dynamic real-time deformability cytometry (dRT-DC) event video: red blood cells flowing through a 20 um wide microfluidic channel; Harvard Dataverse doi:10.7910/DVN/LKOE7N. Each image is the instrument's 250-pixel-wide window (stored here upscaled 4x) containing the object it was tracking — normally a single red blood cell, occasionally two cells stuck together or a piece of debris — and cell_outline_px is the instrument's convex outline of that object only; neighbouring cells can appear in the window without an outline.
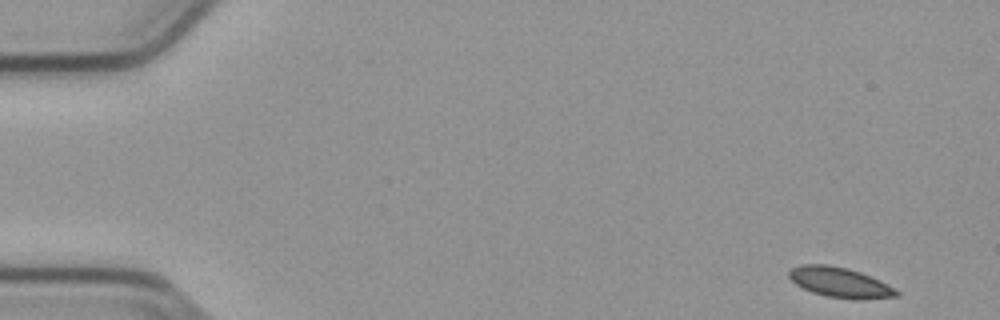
{"species": "common noctule bat (a hibernating species)", "species_latin": "Nyctalus noctula", "temperature_condition": "cold", "stored_images_in_passage": 13, "camera_frame_rate_fps": 3000, "um_per_image_px": 0.085, "animal": {"sex": "male", "body_mass_g": 23.1, "forearm_length_mm": 52.7}, "frame": {"image": 1, "passage_image": 1, "time_ms": 0.0, "image_size_px": [1000, 320], "cell_outline_px": [[900, 296], [860, 300], [852, 300], [828, 296], [812, 292], [796, 284], [788, 276], [788, 272], [792, 268], [800, 264], [828, 264], [848, 268], [860, 272], [880, 280], [888, 284], [900, 292]], "centroid_in_image_um": [71.42, 24.01], "position_along_channel_um": 13.6, "area_um2": 19.02}}
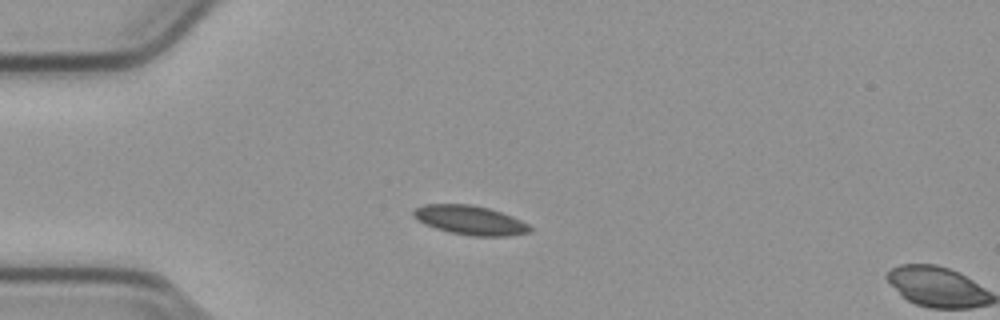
{"frame": {"image": 2, "passage_image": 12, "time_ms": 3.667, "image_size_px": [1000, 320], "cell_outline_px": [[532, 232], [508, 236], [472, 236], [448, 232], [424, 224], [416, 220], [412, 216], [412, 212], [416, 208], [424, 204], [468, 204], [488, 208], [512, 216], [528, 224], [532, 228]], "centroid_in_image_um": [39.94, 18.72], "position_along_channel_um": 45.1, "area_um2": 19.88}}